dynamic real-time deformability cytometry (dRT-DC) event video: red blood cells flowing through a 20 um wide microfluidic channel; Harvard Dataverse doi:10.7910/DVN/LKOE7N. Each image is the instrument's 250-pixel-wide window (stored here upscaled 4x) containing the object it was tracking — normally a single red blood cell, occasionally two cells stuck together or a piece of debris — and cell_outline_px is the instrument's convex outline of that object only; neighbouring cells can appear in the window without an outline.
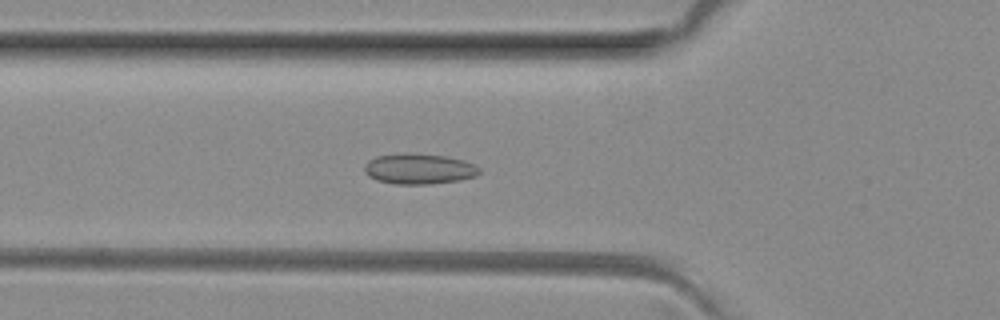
{"species": "common noctule bat (a hibernating species)", "species_latin": "Nyctalus noctula", "temperature_condition": "room temperature", "stored_images_in_passage": 49, "camera_frame_rate_fps": 3000, "um_per_image_px": 0.085, "animal": {"sex": "female", "body_mass_g": 29.2, "forearm_length_mm": 56.3}, "frame": {"image": 1, "passage_image": 15, "time_ms": 4.667, "image_size_px": [1000, 320], "cell_outline_px": [[480, 172], [476, 176], [460, 180], [428, 184], [396, 184], [376, 180], [368, 176], [364, 172], [364, 164], [368, 160], [376, 156], [404, 152], [408, 152], [448, 156], [464, 160], [476, 164], [480, 168]], "centroid_in_image_um": [35.61, 14.33], "position_along_channel_um": 90.2, "area_um2": 20.87}}
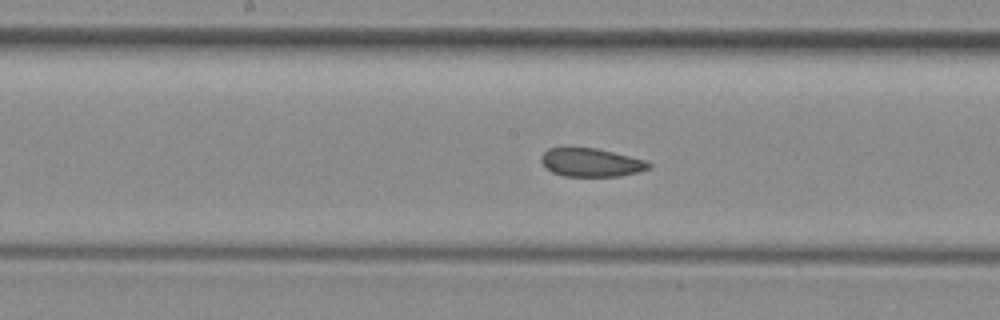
{"frame": {"image": 2, "passage_image": 23, "time_ms": 7.333, "image_size_px": [1000, 320], "cell_outline_px": [[652, 164], [648, 168], [636, 172], [620, 176], [564, 176], [552, 172], [540, 160], [540, 156], [548, 148], [568, 144], [596, 148], [648, 160]], "centroid_in_image_um": [50.19, 13.75], "position_along_channel_um": 198.0, "area_um2": 18.38}}
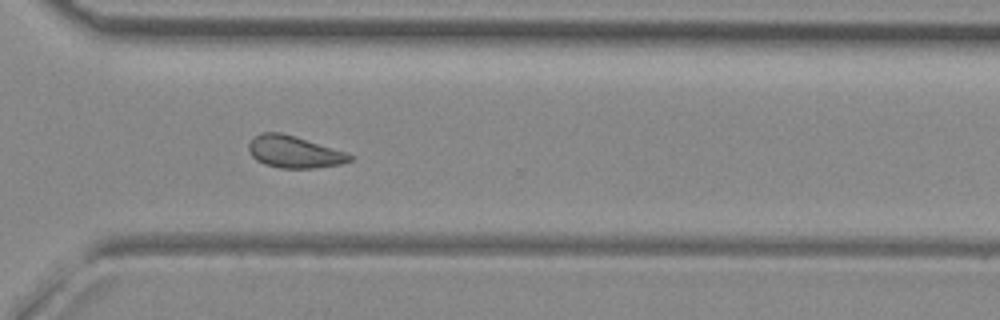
{"frame": {"image": 3, "passage_image": 34, "time_ms": 11.0, "image_size_px": [1000, 320], "cell_outline_px": [[352, 160], [340, 164], [316, 168], [280, 168], [264, 164], [256, 160], [252, 156], [248, 148], [248, 144], [256, 136], [264, 132], [280, 132], [296, 136], [344, 152], [352, 156]], "centroid_in_image_um": [24.98, 12.92], "position_along_channel_um": 345.6, "area_um2": 18.61}, "authors_computed_cell_mechanics": {"area_um2": 19.1318, "velocity_mm_per_s": 4.0372, "shape_relaxation_time_tau1_ms": null, "shape_relaxation_time_tau2_ms": 1.674, "deformation_change_tau1": null, "deformation_change_tau2": 0.0772}}